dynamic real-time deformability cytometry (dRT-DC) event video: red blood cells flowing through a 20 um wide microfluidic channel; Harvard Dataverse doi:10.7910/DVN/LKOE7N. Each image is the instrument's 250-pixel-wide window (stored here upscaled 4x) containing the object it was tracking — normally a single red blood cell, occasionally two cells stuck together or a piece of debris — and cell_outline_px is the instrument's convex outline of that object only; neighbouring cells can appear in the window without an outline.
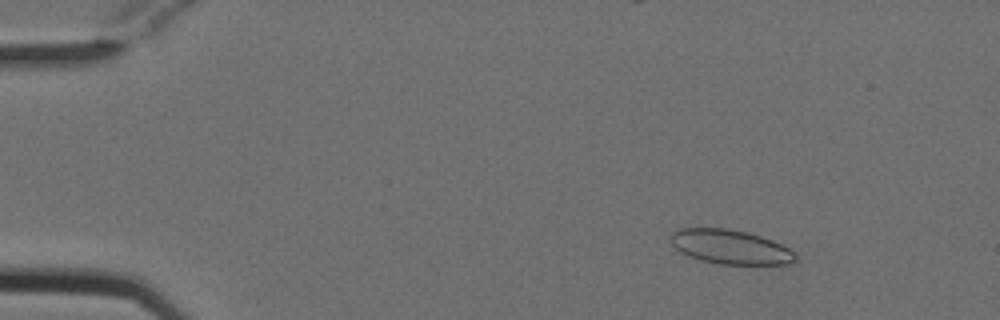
{"species": "Egyptian fruit bat (a non-hibernating species)", "species_latin": "Rousettus aegyptiacus", "temperature_condition": "cold", "stored_images_in_passage": 55, "camera_frame_rate_fps": 3000, "um_per_image_px": 0.085, "animal": {"sex": "female"}, "frame": {"image": 1, "passage_image": 8, "time_ms": 2.333, "image_size_px": [1000, 320], "cell_outline_px": [[796, 260], [788, 264], [716, 264], [700, 260], [688, 256], [680, 252], [672, 244], [668, 236], [672, 232], [680, 228], [728, 228], [748, 232], [772, 240], [788, 248], [796, 256]], "centroid_in_image_um": [62.02, 20.98], "position_along_channel_um": 23.0, "area_um2": 25.03}}
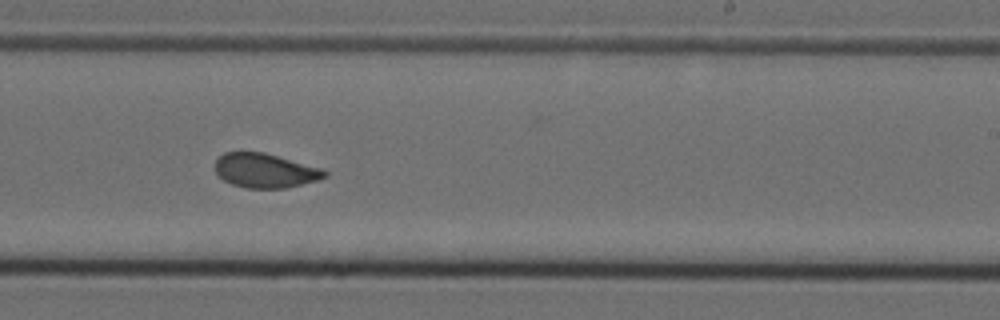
{"frame": {"image": 2, "passage_image": 34, "time_ms": 11.0, "image_size_px": [1000, 320], "cell_outline_px": [[328, 176], [320, 180], [284, 188], [244, 188], [232, 184], [224, 180], [216, 172], [216, 160], [224, 152], [264, 152], [324, 168], [328, 172]], "centroid_in_image_um": [22.59, 14.5], "position_along_channel_um": 266.4, "area_um2": 22.08}}
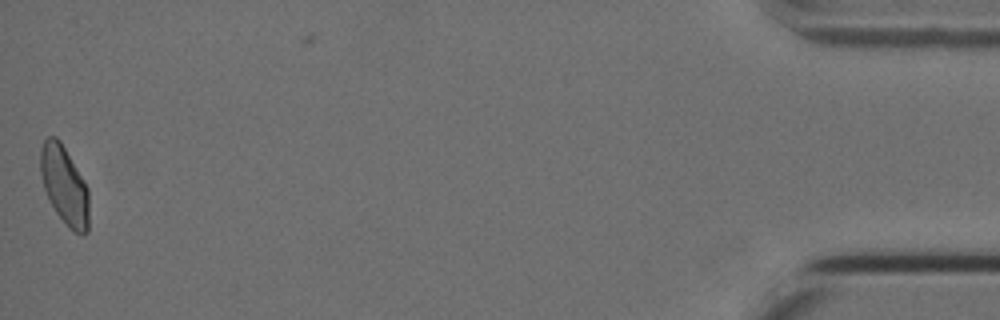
{"frame": {"image": 3, "passage_image": 54, "time_ms": 17.667, "image_size_px": [1000, 320], "cell_outline_px": [[88, 232], [84, 236], [72, 232], [68, 228], [56, 212], [48, 200], [44, 188], [40, 172], [40, 148], [44, 140], [48, 136], [56, 136], [60, 140], [84, 180], [88, 188]], "centroid_in_image_um": [5.47, 15.78], "position_along_channel_um": 429.7, "area_um2": 22.43}, "authors_computed_cell_mechanics": {"area_um2": 22.7154, "velocity_mm_per_s": 3.795, "shape_relaxation_time_tau1_ms": null, "shape_relaxation_time_tau2_ms": 1.1828, "deformation_change_tau1": null, "deformation_change_tau2": 0.0671}}